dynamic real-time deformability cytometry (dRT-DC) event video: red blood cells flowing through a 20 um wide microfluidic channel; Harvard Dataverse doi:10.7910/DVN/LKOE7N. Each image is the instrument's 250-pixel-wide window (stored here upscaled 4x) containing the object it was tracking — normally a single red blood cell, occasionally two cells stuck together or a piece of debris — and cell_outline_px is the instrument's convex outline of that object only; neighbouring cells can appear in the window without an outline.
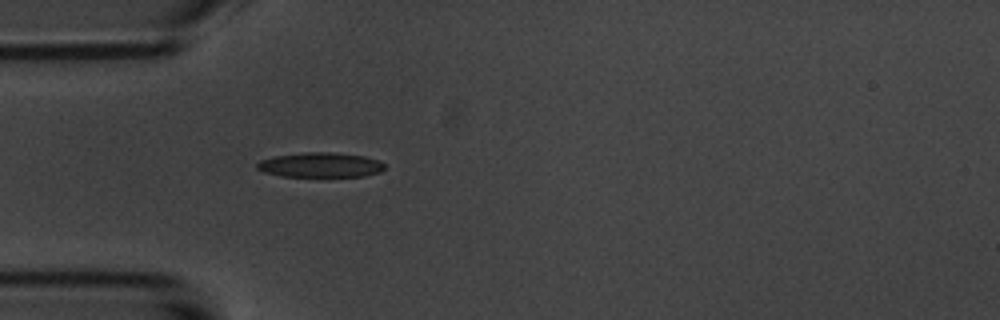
{"species": "common noctule bat (a hibernating species)", "species_latin": "Nyctalus noctula", "temperature_condition": "room temperature", "stored_images_in_passage": 4, "camera_frame_rate_fps": 3000, "um_per_image_px": 0.085, "animal": {"sex": "male", "body_mass_g": 20.1, "forearm_length_mm": 53.5}, "frame": {"image": 1, "passage_image": 4, "time_ms": 4.0, "image_size_px": [1000, 320], "cell_outline_px": [[384, 168], [380, 172], [364, 176], [280, 176], [264, 172], [256, 168], [256, 164], [260, 160], [272, 156], [304, 152], [332, 152], [364, 156], [380, 160], [384, 164]], "centroid_in_image_um": [27.21, 14.01], "position_along_channel_um": 57.8, "area_um2": 18.5}}